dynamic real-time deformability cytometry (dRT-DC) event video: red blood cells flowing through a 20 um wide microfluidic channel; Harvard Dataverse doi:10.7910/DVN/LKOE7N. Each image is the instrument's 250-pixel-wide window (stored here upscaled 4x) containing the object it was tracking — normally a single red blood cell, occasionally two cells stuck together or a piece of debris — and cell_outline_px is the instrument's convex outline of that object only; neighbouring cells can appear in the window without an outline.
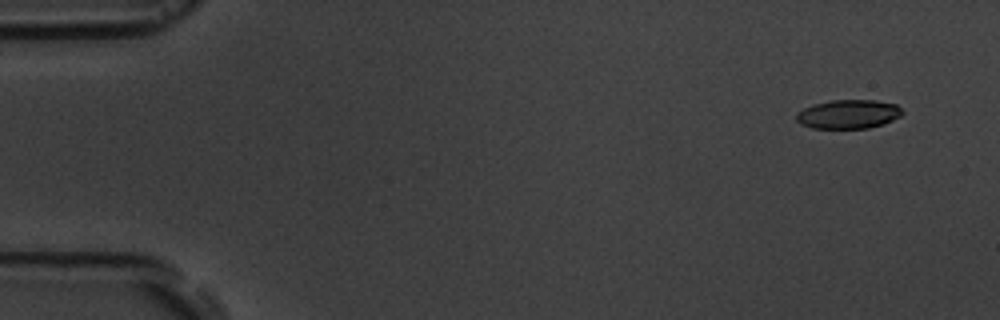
{"species": "common noctule bat (a hibernating species)", "species_latin": "Nyctalus noctula", "temperature_condition": "room temperature", "stored_images_in_passage": 6, "segment_of_instrument_passage": [1, 2], "camera_frame_rate_fps": 3000, "um_per_image_px": 0.085, "animal": {"sex": "male", "body_mass_g": 19.5, "forearm_length_mm": 54.6}, "frame": {"image": 1, "passage_image": 1, "time_ms": 0.0, "image_size_px": [1000, 320], "cell_outline_px": [[904, 112], [900, 116], [884, 124], [868, 128], [812, 128], [800, 124], [796, 120], [796, 112], [812, 104], [832, 100], [876, 100], [896, 104]], "centroid_in_image_um": [72.1, 9.7], "position_along_channel_um": 12.9, "area_um2": 17.98}}